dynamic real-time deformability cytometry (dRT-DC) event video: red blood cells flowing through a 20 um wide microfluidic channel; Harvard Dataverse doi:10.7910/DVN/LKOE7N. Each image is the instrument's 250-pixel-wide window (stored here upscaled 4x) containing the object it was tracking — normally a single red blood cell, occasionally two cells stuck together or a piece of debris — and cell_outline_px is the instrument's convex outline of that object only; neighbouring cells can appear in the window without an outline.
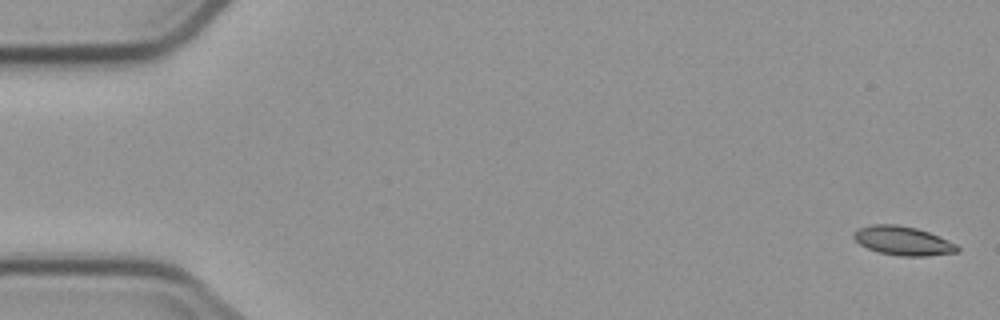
{"species": "common noctule bat (a hibernating species)", "species_latin": "Nyctalus noctula", "temperature_condition": "cold", "stored_images_in_passage": 6, "camera_frame_rate_fps": 3000, "um_per_image_px": 0.085, "animal": {"sex": "male", "body_mass_g": 23.1, "forearm_length_mm": 52.7}, "frame": {"image": 1, "passage_image": 1, "time_ms": 0.0, "image_size_px": [1000, 320], "cell_outline_px": [[960, 248], [956, 252], [924, 256], [900, 256], [880, 252], [868, 248], [860, 244], [852, 236], [852, 232], [856, 228], [872, 224], [896, 224], [916, 228], [928, 232], [956, 244]], "centroid_in_image_um": [76.69, 20.45], "position_along_channel_um": 8.3, "area_um2": 17.34}}
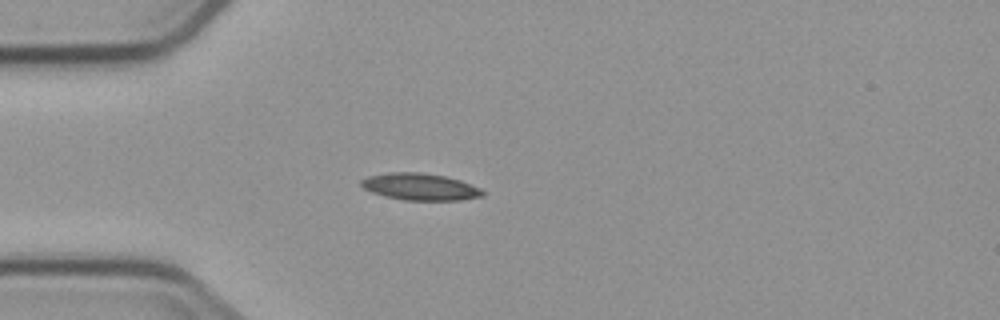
{"frame": {"image": 2, "passage_image": 5, "time_ms": 4.667, "image_size_px": [1000, 320], "cell_outline_px": [[484, 196], [460, 200], [404, 200], [384, 196], [372, 192], [364, 188], [360, 184], [360, 180], [368, 176], [388, 172], [420, 172], [444, 176], [460, 180], [480, 188], [484, 192]], "centroid_in_image_um": [35.69, 15.87], "position_along_channel_um": 49.3, "area_um2": 19.02}}